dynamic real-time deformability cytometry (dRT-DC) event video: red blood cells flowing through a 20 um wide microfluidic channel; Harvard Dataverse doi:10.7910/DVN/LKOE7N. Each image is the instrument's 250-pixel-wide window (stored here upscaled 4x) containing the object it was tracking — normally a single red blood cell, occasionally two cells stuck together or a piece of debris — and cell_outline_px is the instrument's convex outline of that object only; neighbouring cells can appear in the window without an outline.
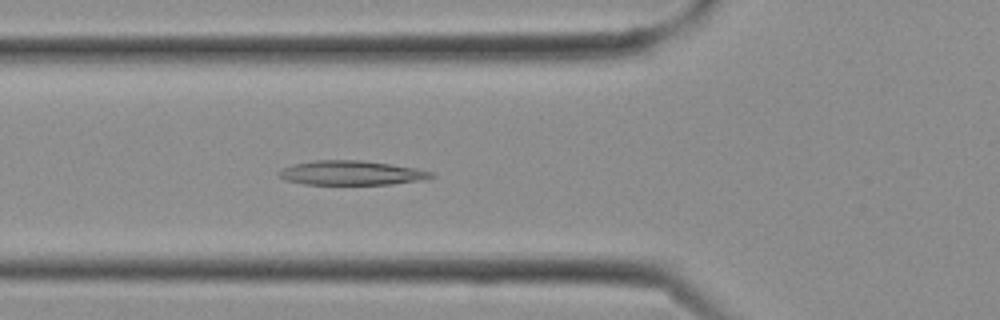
{"species": "Egyptian fruit bat (a non-hibernating species)", "species_latin": "Rousettus aegyptiacus", "temperature_condition": "cold", "stored_images_in_passage": 10, "camera_frame_rate_fps": 3000, "um_per_image_px": 0.085, "frame": {"image": 1, "passage_image": 10, "time_ms": 3.0, "image_size_px": [1000, 320], "cell_outline_px": [[436, 176], [424, 180], [392, 184], [304, 184], [284, 180], [276, 176], [276, 172], [280, 168], [292, 164], [316, 160], [360, 160], [392, 164], [416, 168], [432, 172]], "centroid_in_image_um": [29.81, 14.69], "position_along_channel_um": 96.0, "area_um2": 21.91}}